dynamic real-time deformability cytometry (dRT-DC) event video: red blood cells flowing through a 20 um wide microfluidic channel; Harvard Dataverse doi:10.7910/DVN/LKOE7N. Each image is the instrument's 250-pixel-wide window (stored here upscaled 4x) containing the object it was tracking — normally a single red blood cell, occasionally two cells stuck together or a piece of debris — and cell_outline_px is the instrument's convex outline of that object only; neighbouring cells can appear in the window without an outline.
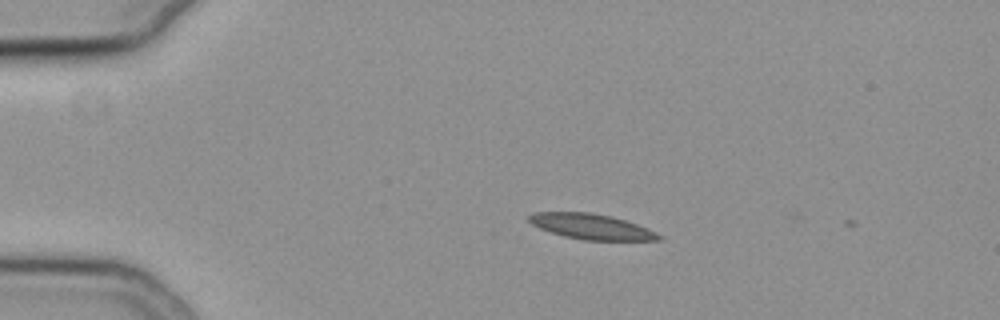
{"species": "common noctule bat (a hibernating species)", "species_latin": "Nyctalus noctula", "temperature_condition": "cold", "stored_images_in_passage": 2, "camera_frame_rate_fps": 3000, "um_per_image_px": 0.085, "animal": {"sex": "female", "body_mass_g": 19.3, "forearm_length_mm": 54.1}, "frame": {"image": 1, "passage_image": 1, "time_ms": 0.0, "image_size_px": [1000, 320], "cell_outline_px": [[664, 240], [584, 240], [564, 236], [540, 228], [532, 224], [528, 220], [528, 216], [532, 212], [588, 212], [612, 216], [648, 228], [664, 236]], "centroid_in_image_um": [50.29, 19.26], "position_along_channel_um": 34.7, "area_um2": 19.19}}